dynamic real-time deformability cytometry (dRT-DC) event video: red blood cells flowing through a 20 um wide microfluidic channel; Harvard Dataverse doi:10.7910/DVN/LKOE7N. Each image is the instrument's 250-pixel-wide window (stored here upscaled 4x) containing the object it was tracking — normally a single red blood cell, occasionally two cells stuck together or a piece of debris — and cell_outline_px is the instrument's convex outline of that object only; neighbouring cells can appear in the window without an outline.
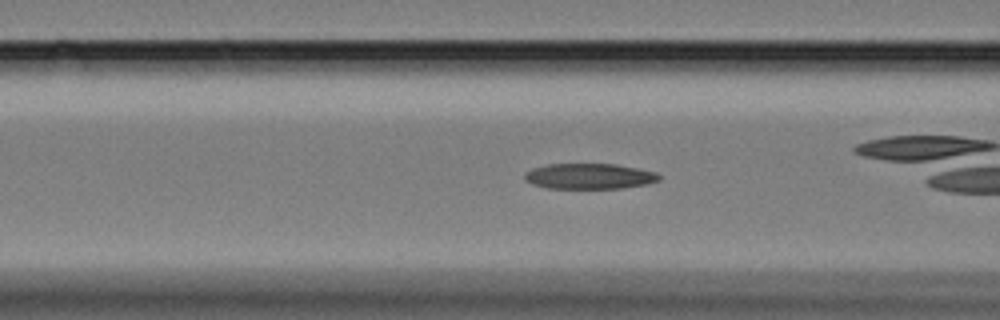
{"species": "Egyptian fruit bat (a non-hibernating species)", "species_latin": "Rousettus aegyptiacus", "temperature_condition": "cold", "stored_images_in_passage": 35, "camera_frame_rate_fps": 3000, "um_per_image_px": 0.085, "animal": {"sex": "female"}, "frame": {"image": 1, "passage_image": 6, "time_ms": 1.667, "image_size_px": [1000, 320], "cell_outline_px": [[660, 180], [648, 184], [624, 188], [548, 188], [532, 184], [524, 180], [524, 172], [532, 168], [548, 164], [616, 164], [656, 172], [660, 176]], "centroid_in_image_um": [50.08, 14.98], "position_along_channel_um": 116.5, "area_um2": 20.11}, "authors_computed_cell_mechanics": {"area_um2": 20.3456, "velocity_mm_per_s": 3.2828, "shape_relaxation_time_tau1_ms": 6.5702, "shape_relaxation_time_tau2_ms": 2.8197, "deformation_change_tau1": 0.1723, "deformation_change_tau2": 0.1076}}